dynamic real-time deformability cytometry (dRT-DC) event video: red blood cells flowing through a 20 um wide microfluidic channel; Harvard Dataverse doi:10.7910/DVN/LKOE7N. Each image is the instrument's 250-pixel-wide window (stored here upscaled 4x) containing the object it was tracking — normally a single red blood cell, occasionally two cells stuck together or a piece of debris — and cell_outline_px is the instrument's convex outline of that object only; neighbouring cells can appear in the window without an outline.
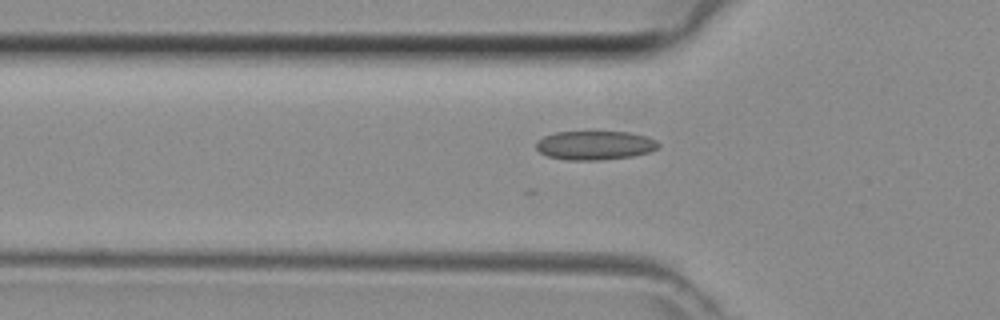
{"species": "common noctule bat (a hibernating species)", "species_latin": "Nyctalus noctula", "temperature_condition": "room temperature", "stored_images_in_passage": 43, "camera_frame_rate_fps": 3000, "um_per_image_px": 0.085, "animal": {"sex": "female", "body_mass_g": 29.2, "forearm_length_mm": 56.3}, "frame": {"image": 1, "passage_image": 14, "time_ms": 4.333, "image_size_px": [1000, 320], "cell_outline_px": [[660, 144], [656, 148], [648, 152], [632, 156], [600, 160], [568, 160], [548, 156], [540, 152], [536, 148], [536, 140], [544, 136], [556, 132], [632, 132], [648, 136], [656, 140]], "centroid_in_image_um": [50.56, 12.34], "position_along_channel_um": 75.2, "area_um2": 20.63}}
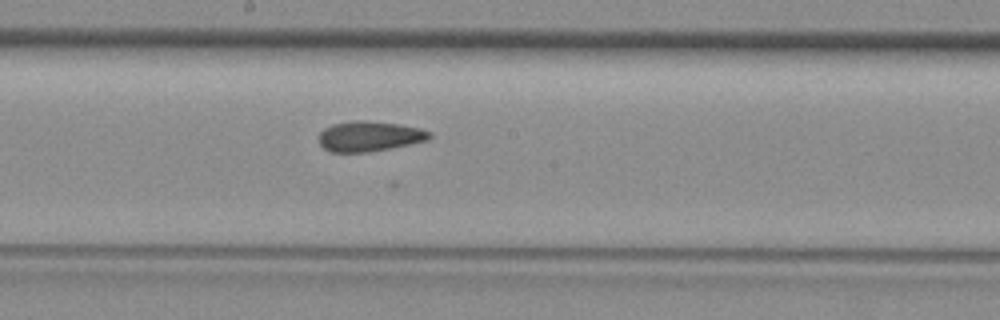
{"frame": {"image": 2, "passage_image": 23, "time_ms": 7.333, "image_size_px": [1000, 320], "cell_outline_px": [[432, 136], [428, 140], [368, 152], [332, 152], [324, 148], [320, 144], [320, 132], [324, 128], [332, 124], [352, 120], [364, 120], [400, 124], [420, 128], [432, 132]], "centroid_in_image_um": [31.4, 11.57], "position_along_channel_um": 216.8, "area_um2": 19.42}}
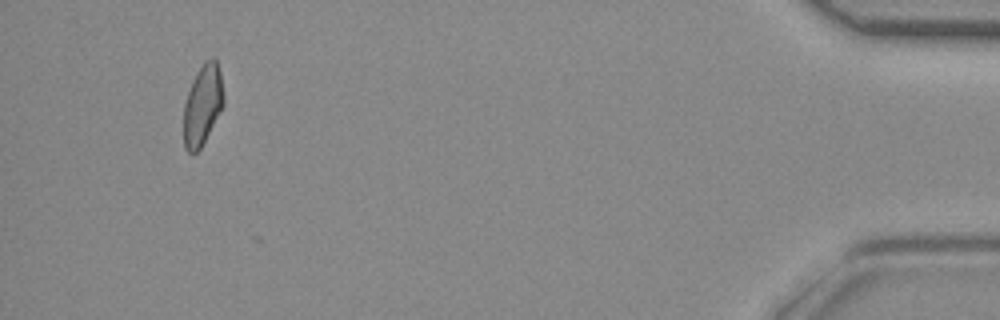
{"frame": {"image": 3, "passage_image": 41, "time_ms": 13.333, "image_size_px": [1000, 320], "cell_outline_px": [[224, 104], [200, 148], [196, 152], [188, 152], [184, 148], [184, 104], [188, 92], [204, 60], [212, 56], [216, 60], [220, 72], [224, 96]], "centroid_in_image_um": [17.23, 8.9], "position_along_channel_um": 418.0, "area_um2": 18.32}}